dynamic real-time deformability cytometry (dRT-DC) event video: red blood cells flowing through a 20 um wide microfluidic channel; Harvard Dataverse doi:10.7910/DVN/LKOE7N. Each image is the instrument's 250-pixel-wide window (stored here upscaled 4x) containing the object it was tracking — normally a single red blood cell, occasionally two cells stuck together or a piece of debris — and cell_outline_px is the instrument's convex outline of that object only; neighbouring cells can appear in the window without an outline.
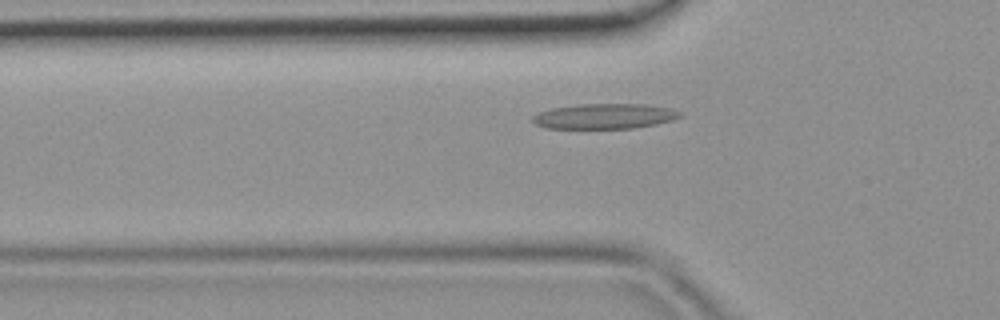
{"species": "common noctule bat (a hibernating species)", "species_latin": "Nyctalus noctula", "temperature_condition": "room temperature", "stored_images_in_passage": 37, "camera_frame_rate_fps": 3000, "um_per_image_px": 0.085, "animal": {"sex": "female", "body_mass_g": 19.9}, "frame": {"image": 1, "passage_image": 7, "time_ms": 2.0, "image_size_px": [1000, 320], "cell_outline_px": [[680, 116], [672, 120], [656, 124], [632, 128], [544, 128], [536, 124], [532, 120], [532, 116], [540, 112], [552, 108], [576, 104], [644, 104], [672, 108], [680, 112]], "centroid_in_image_um": [51.37, 9.87], "position_along_channel_um": 74.4, "area_um2": 21.56}}
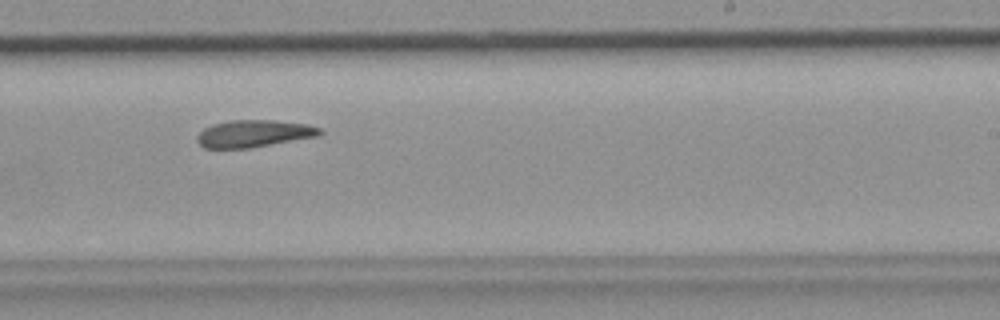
{"frame": {"image": 2, "passage_image": 20, "time_ms": 6.333, "image_size_px": [1000, 320], "cell_outline_px": [[324, 132], [316, 136], [248, 148], [204, 148], [196, 140], [196, 136], [204, 128], [212, 124], [232, 120], [272, 120], [308, 124], [320, 128]], "centroid_in_image_um": [21.54, 11.35], "position_along_channel_um": 267.5, "area_um2": 19.25}}
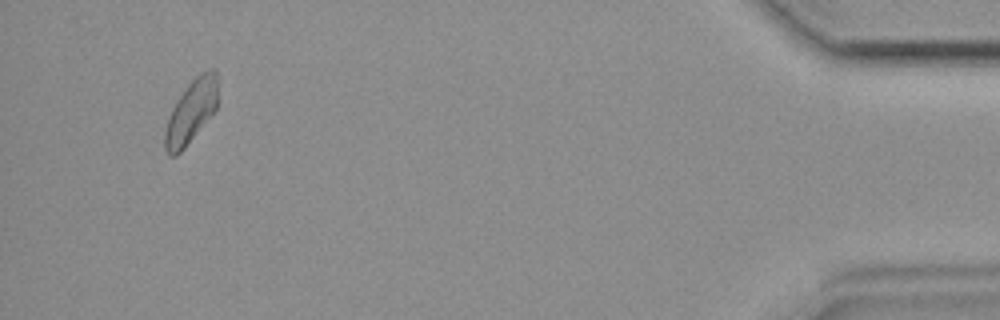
{"frame": {"image": 3, "passage_image": 35, "time_ms": 11.333, "image_size_px": [1000, 320], "cell_outline_px": [[216, 108], [184, 148], [176, 156], [168, 156], [164, 148], [164, 132], [172, 108], [176, 100], [188, 84], [200, 72], [208, 68], [216, 68]], "centroid_in_image_um": [16.21, 9.48], "position_along_channel_um": 419.0, "area_um2": 19.13}}